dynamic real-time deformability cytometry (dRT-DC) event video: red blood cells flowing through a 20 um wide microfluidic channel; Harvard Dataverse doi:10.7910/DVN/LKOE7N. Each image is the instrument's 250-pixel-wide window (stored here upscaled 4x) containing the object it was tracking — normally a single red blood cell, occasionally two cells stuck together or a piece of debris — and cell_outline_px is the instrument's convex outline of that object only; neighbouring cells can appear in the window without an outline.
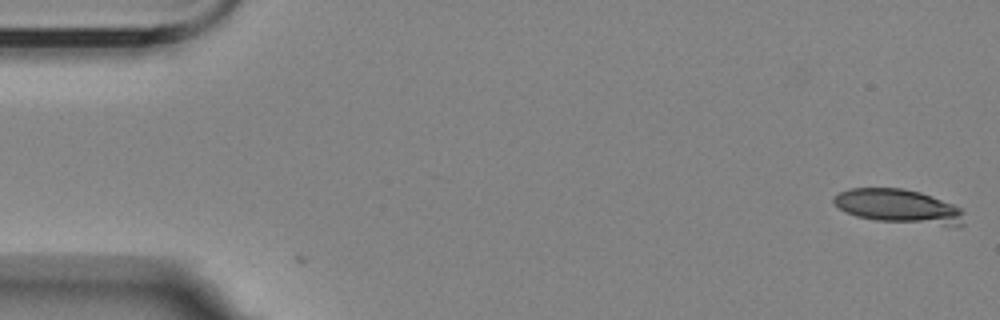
{"species": "Egyptian fruit bat (a non-hibernating species)", "species_latin": "Rousettus aegyptiacus", "temperature_condition": "room temperature", "stored_images_in_passage": 6, "camera_frame_rate_fps": 3000, "um_per_image_px": 0.085, "animal": {"sex": "female"}, "frame": {"image": 1, "passage_image": 1, "time_ms": 0.0, "image_size_px": [1000, 320], "cell_outline_px": [[964, 224], [960, 228], [956, 228], [876, 220], [856, 216], [840, 208], [832, 200], [832, 196], [848, 188], [904, 188], [920, 192], [932, 196], [952, 204], [960, 208], [964, 212]], "centroid_in_image_um": [76.47, 17.57], "position_along_channel_um": 8.5, "area_um2": 26.47}}